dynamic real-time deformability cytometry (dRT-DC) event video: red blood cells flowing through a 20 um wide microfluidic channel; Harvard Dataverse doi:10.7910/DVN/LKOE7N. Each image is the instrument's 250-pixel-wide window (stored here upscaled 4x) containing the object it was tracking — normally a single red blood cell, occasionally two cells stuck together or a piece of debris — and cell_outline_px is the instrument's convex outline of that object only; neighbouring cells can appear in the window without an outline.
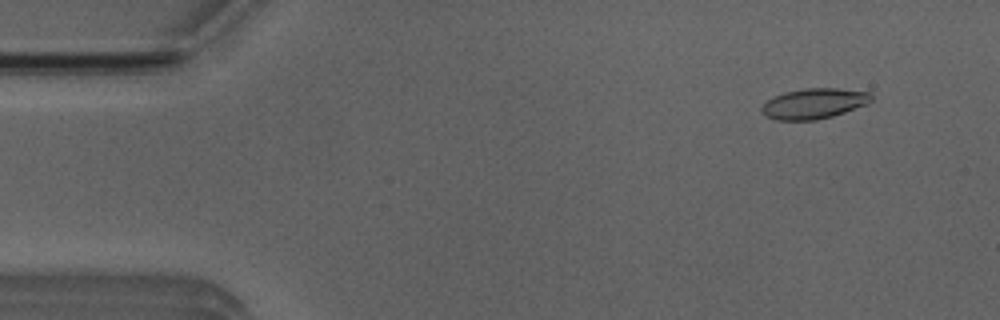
{"species": "Egyptian fruit bat (a non-hibernating species)", "species_latin": "Rousettus aegyptiacus", "temperature_condition": "room temperature", "stored_images_in_passage": 53, "camera_frame_rate_fps": 3000, "um_per_image_px": 0.085, "animal": {"sex": "male"}, "frame": {"image": 1, "passage_image": 5, "time_ms": 1.333, "image_size_px": [1000, 320], "cell_outline_px": [[872, 100], [868, 104], [832, 116], [816, 120], [776, 120], [768, 116], [760, 108], [768, 100], [784, 92], [804, 88], [836, 88], [872, 92]], "centroid_in_image_um": [69.24, 8.79], "position_along_channel_um": 15.8, "area_um2": 19.31}}
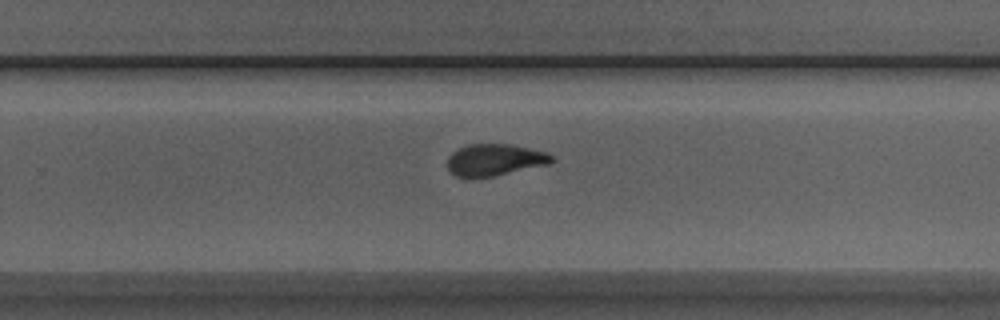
{"frame": {"image": 2, "passage_image": 34, "time_ms": 11.0, "image_size_px": [1000, 320], "cell_outline_px": [[556, 160], [548, 164], [492, 176], [456, 176], [448, 168], [448, 156], [452, 152], [468, 144], [508, 144], [548, 152]], "centroid_in_image_um": [42.08, 13.56], "position_along_channel_um": 287.7, "area_um2": 18.9}}
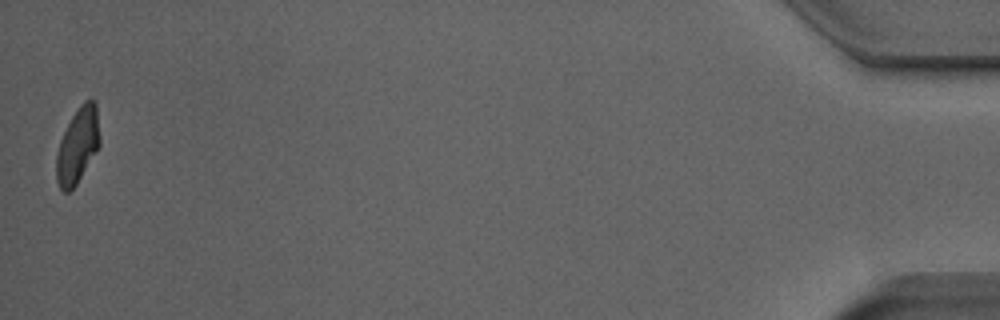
{"frame": {"image": 3, "passage_image": 53, "time_ms": 17.333, "image_size_px": [1000, 320], "cell_outline_px": [[100, 144], [76, 184], [68, 192], [64, 192], [60, 188], [56, 180], [56, 156], [60, 140], [72, 116], [80, 104], [84, 100], [92, 100], [96, 104], [100, 136]], "centroid_in_image_um": [6.59, 12.36], "position_along_channel_um": 428.6, "area_um2": 18.79}, "authors_computed_cell_mechanics": {"area_um2": 19.8832, "velocity_mm_per_s": 3.8267, "shape_relaxation_time_tau1_ms": 5.3178, "shape_relaxation_time_tau2_ms": 1.5933, "deformation_change_tau1": 0.1758, "deformation_change_tau2": 0.0884}}